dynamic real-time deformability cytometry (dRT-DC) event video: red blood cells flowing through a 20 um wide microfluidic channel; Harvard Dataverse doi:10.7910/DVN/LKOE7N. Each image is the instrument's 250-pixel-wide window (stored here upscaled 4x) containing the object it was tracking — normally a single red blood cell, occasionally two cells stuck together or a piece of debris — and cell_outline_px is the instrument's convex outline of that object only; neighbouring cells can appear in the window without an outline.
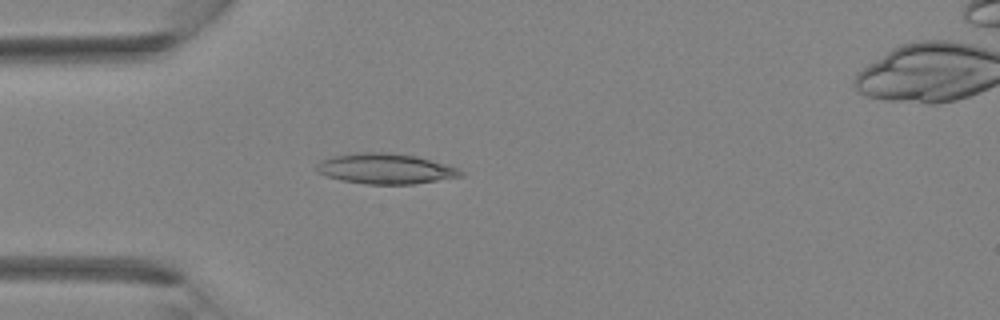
{"species": "Egyptian fruit bat (a non-hibernating species)", "species_latin": "Rousettus aegyptiacus", "temperature_condition": "room temperature", "stored_images_in_passage": 4, "camera_frame_rate_fps": 3000, "um_per_image_px": 0.085, "animal": {"sex": "female"}, "frame": {"image": 1, "passage_image": 3, "time_ms": 3.0, "image_size_px": [1000, 320], "cell_outline_px": [[464, 176], [412, 184], [368, 184], [340, 180], [324, 176], [316, 172], [316, 164], [320, 160], [332, 156], [356, 152], [388, 152], [416, 156], [444, 164], [456, 168], [464, 172]], "centroid_in_image_um": [32.7, 14.34], "position_along_channel_um": 52.3, "area_um2": 25.61}}